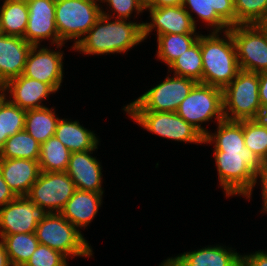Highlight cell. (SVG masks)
Returning <instances> with one entry per match:
<instances>
[{
    "mask_svg": "<svg viewBox=\"0 0 267 266\" xmlns=\"http://www.w3.org/2000/svg\"><path fill=\"white\" fill-rule=\"evenodd\" d=\"M102 15L72 50L86 55L125 53L144 41L143 23L115 19L114 15Z\"/></svg>",
    "mask_w": 267,
    "mask_h": 266,
    "instance_id": "1",
    "label": "cell"
},
{
    "mask_svg": "<svg viewBox=\"0 0 267 266\" xmlns=\"http://www.w3.org/2000/svg\"><path fill=\"white\" fill-rule=\"evenodd\" d=\"M218 33L200 34L202 83L223 90L236 77L240 68L230 30L222 32L225 39L219 37Z\"/></svg>",
    "mask_w": 267,
    "mask_h": 266,
    "instance_id": "2",
    "label": "cell"
},
{
    "mask_svg": "<svg viewBox=\"0 0 267 266\" xmlns=\"http://www.w3.org/2000/svg\"><path fill=\"white\" fill-rule=\"evenodd\" d=\"M214 158L219 176V184L226 197L242 195L252 189L255 173L262 162L248 148L214 149Z\"/></svg>",
    "mask_w": 267,
    "mask_h": 266,
    "instance_id": "3",
    "label": "cell"
},
{
    "mask_svg": "<svg viewBox=\"0 0 267 266\" xmlns=\"http://www.w3.org/2000/svg\"><path fill=\"white\" fill-rule=\"evenodd\" d=\"M224 117L231 121L259 119V73L240 70L223 90Z\"/></svg>",
    "mask_w": 267,
    "mask_h": 266,
    "instance_id": "4",
    "label": "cell"
},
{
    "mask_svg": "<svg viewBox=\"0 0 267 266\" xmlns=\"http://www.w3.org/2000/svg\"><path fill=\"white\" fill-rule=\"evenodd\" d=\"M35 234L41 245L48 246L66 257L93 256L92 247L81 231L60 213H49L38 223Z\"/></svg>",
    "mask_w": 267,
    "mask_h": 266,
    "instance_id": "5",
    "label": "cell"
},
{
    "mask_svg": "<svg viewBox=\"0 0 267 266\" xmlns=\"http://www.w3.org/2000/svg\"><path fill=\"white\" fill-rule=\"evenodd\" d=\"M99 0H56L55 22L59 34V44L74 39L73 47L96 23L102 15Z\"/></svg>",
    "mask_w": 267,
    "mask_h": 266,
    "instance_id": "6",
    "label": "cell"
},
{
    "mask_svg": "<svg viewBox=\"0 0 267 266\" xmlns=\"http://www.w3.org/2000/svg\"><path fill=\"white\" fill-rule=\"evenodd\" d=\"M176 113L205 137L209 131L201 126L203 122L215 118L219 123L225 119L222 89L197 82Z\"/></svg>",
    "mask_w": 267,
    "mask_h": 266,
    "instance_id": "7",
    "label": "cell"
},
{
    "mask_svg": "<svg viewBox=\"0 0 267 266\" xmlns=\"http://www.w3.org/2000/svg\"><path fill=\"white\" fill-rule=\"evenodd\" d=\"M197 82L190 78L167 76L162 83L149 89L135 101L127 104L124 111L176 112Z\"/></svg>",
    "mask_w": 267,
    "mask_h": 266,
    "instance_id": "8",
    "label": "cell"
},
{
    "mask_svg": "<svg viewBox=\"0 0 267 266\" xmlns=\"http://www.w3.org/2000/svg\"><path fill=\"white\" fill-rule=\"evenodd\" d=\"M235 43L240 70L267 71V26L238 24L229 28Z\"/></svg>",
    "mask_w": 267,
    "mask_h": 266,
    "instance_id": "9",
    "label": "cell"
},
{
    "mask_svg": "<svg viewBox=\"0 0 267 266\" xmlns=\"http://www.w3.org/2000/svg\"><path fill=\"white\" fill-rule=\"evenodd\" d=\"M131 119L145 130L160 137L203 144L204 136L176 112L125 111Z\"/></svg>",
    "mask_w": 267,
    "mask_h": 266,
    "instance_id": "10",
    "label": "cell"
},
{
    "mask_svg": "<svg viewBox=\"0 0 267 266\" xmlns=\"http://www.w3.org/2000/svg\"><path fill=\"white\" fill-rule=\"evenodd\" d=\"M76 190L66 172H41L26 196L48 213H60Z\"/></svg>",
    "mask_w": 267,
    "mask_h": 266,
    "instance_id": "11",
    "label": "cell"
},
{
    "mask_svg": "<svg viewBox=\"0 0 267 266\" xmlns=\"http://www.w3.org/2000/svg\"><path fill=\"white\" fill-rule=\"evenodd\" d=\"M49 213L27 196H17L0 208V237L16 233H35Z\"/></svg>",
    "mask_w": 267,
    "mask_h": 266,
    "instance_id": "12",
    "label": "cell"
},
{
    "mask_svg": "<svg viewBox=\"0 0 267 266\" xmlns=\"http://www.w3.org/2000/svg\"><path fill=\"white\" fill-rule=\"evenodd\" d=\"M55 1L56 0H28L26 1L29 15L27 29L24 39L32 45H38L43 40H51V45L59 44V34L55 22Z\"/></svg>",
    "mask_w": 267,
    "mask_h": 266,
    "instance_id": "13",
    "label": "cell"
},
{
    "mask_svg": "<svg viewBox=\"0 0 267 266\" xmlns=\"http://www.w3.org/2000/svg\"><path fill=\"white\" fill-rule=\"evenodd\" d=\"M38 48L33 45L30 49L22 75L49 84L58 91L63 81V53L48 47Z\"/></svg>",
    "mask_w": 267,
    "mask_h": 266,
    "instance_id": "14",
    "label": "cell"
},
{
    "mask_svg": "<svg viewBox=\"0 0 267 266\" xmlns=\"http://www.w3.org/2000/svg\"><path fill=\"white\" fill-rule=\"evenodd\" d=\"M148 8L150 23L143 25V39L149 36L154 29L157 36L166 34H197L191 16L180 6L146 7Z\"/></svg>",
    "mask_w": 267,
    "mask_h": 266,
    "instance_id": "15",
    "label": "cell"
},
{
    "mask_svg": "<svg viewBox=\"0 0 267 266\" xmlns=\"http://www.w3.org/2000/svg\"><path fill=\"white\" fill-rule=\"evenodd\" d=\"M159 266H242V255L226 246H208L169 257Z\"/></svg>",
    "mask_w": 267,
    "mask_h": 266,
    "instance_id": "16",
    "label": "cell"
},
{
    "mask_svg": "<svg viewBox=\"0 0 267 266\" xmlns=\"http://www.w3.org/2000/svg\"><path fill=\"white\" fill-rule=\"evenodd\" d=\"M95 150L72 152L66 173L73 180L78 190L103 194L102 166L96 157L90 155Z\"/></svg>",
    "mask_w": 267,
    "mask_h": 266,
    "instance_id": "17",
    "label": "cell"
},
{
    "mask_svg": "<svg viewBox=\"0 0 267 266\" xmlns=\"http://www.w3.org/2000/svg\"><path fill=\"white\" fill-rule=\"evenodd\" d=\"M32 46L22 37L0 34V84L23 74Z\"/></svg>",
    "mask_w": 267,
    "mask_h": 266,
    "instance_id": "18",
    "label": "cell"
},
{
    "mask_svg": "<svg viewBox=\"0 0 267 266\" xmlns=\"http://www.w3.org/2000/svg\"><path fill=\"white\" fill-rule=\"evenodd\" d=\"M5 86L10 95L9 100L25 110L45 107L42 101L48 95L56 93L49 84L23 76L22 74L9 80Z\"/></svg>",
    "mask_w": 267,
    "mask_h": 266,
    "instance_id": "19",
    "label": "cell"
},
{
    "mask_svg": "<svg viewBox=\"0 0 267 266\" xmlns=\"http://www.w3.org/2000/svg\"><path fill=\"white\" fill-rule=\"evenodd\" d=\"M0 171L16 196H26L41 173L38 160L22 158L0 159Z\"/></svg>",
    "mask_w": 267,
    "mask_h": 266,
    "instance_id": "20",
    "label": "cell"
},
{
    "mask_svg": "<svg viewBox=\"0 0 267 266\" xmlns=\"http://www.w3.org/2000/svg\"><path fill=\"white\" fill-rule=\"evenodd\" d=\"M102 193L76 190L60 214L78 230L92 222L102 204Z\"/></svg>",
    "mask_w": 267,
    "mask_h": 266,
    "instance_id": "21",
    "label": "cell"
},
{
    "mask_svg": "<svg viewBox=\"0 0 267 266\" xmlns=\"http://www.w3.org/2000/svg\"><path fill=\"white\" fill-rule=\"evenodd\" d=\"M55 136L71 152H84L98 149V138L94 132L84 128L78 121L59 119Z\"/></svg>",
    "mask_w": 267,
    "mask_h": 266,
    "instance_id": "22",
    "label": "cell"
},
{
    "mask_svg": "<svg viewBox=\"0 0 267 266\" xmlns=\"http://www.w3.org/2000/svg\"><path fill=\"white\" fill-rule=\"evenodd\" d=\"M53 110L55 109H49L46 106L26 110L24 130L40 144L55 135L60 118Z\"/></svg>",
    "mask_w": 267,
    "mask_h": 266,
    "instance_id": "23",
    "label": "cell"
},
{
    "mask_svg": "<svg viewBox=\"0 0 267 266\" xmlns=\"http://www.w3.org/2000/svg\"><path fill=\"white\" fill-rule=\"evenodd\" d=\"M29 10L26 1L4 0L0 7L2 34L24 38Z\"/></svg>",
    "mask_w": 267,
    "mask_h": 266,
    "instance_id": "24",
    "label": "cell"
},
{
    "mask_svg": "<svg viewBox=\"0 0 267 266\" xmlns=\"http://www.w3.org/2000/svg\"><path fill=\"white\" fill-rule=\"evenodd\" d=\"M0 238L12 266H24L40 244L35 233H16Z\"/></svg>",
    "mask_w": 267,
    "mask_h": 266,
    "instance_id": "25",
    "label": "cell"
},
{
    "mask_svg": "<svg viewBox=\"0 0 267 266\" xmlns=\"http://www.w3.org/2000/svg\"><path fill=\"white\" fill-rule=\"evenodd\" d=\"M216 133L204 137V144L214 143V149H244L243 120L223 119L217 124Z\"/></svg>",
    "mask_w": 267,
    "mask_h": 266,
    "instance_id": "26",
    "label": "cell"
},
{
    "mask_svg": "<svg viewBox=\"0 0 267 266\" xmlns=\"http://www.w3.org/2000/svg\"><path fill=\"white\" fill-rule=\"evenodd\" d=\"M71 151L63 143L52 136L40 147L38 163L41 172H66Z\"/></svg>",
    "mask_w": 267,
    "mask_h": 266,
    "instance_id": "27",
    "label": "cell"
},
{
    "mask_svg": "<svg viewBox=\"0 0 267 266\" xmlns=\"http://www.w3.org/2000/svg\"><path fill=\"white\" fill-rule=\"evenodd\" d=\"M41 144L27 131L22 130L10 136L0 151V159L38 160Z\"/></svg>",
    "mask_w": 267,
    "mask_h": 266,
    "instance_id": "28",
    "label": "cell"
},
{
    "mask_svg": "<svg viewBox=\"0 0 267 266\" xmlns=\"http://www.w3.org/2000/svg\"><path fill=\"white\" fill-rule=\"evenodd\" d=\"M193 35V36H192ZM199 34H166L157 36V58L168 66L193 44L198 41Z\"/></svg>",
    "mask_w": 267,
    "mask_h": 266,
    "instance_id": "29",
    "label": "cell"
},
{
    "mask_svg": "<svg viewBox=\"0 0 267 266\" xmlns=\"http://www.w3.org/2000/svg\"><path fill=\"white\" fill-rule=\"evenodd\" d=\"M174 75L190 78L202 83V55L200 49V36L198 41L188 50L176 58L169 66Z\"/></svg>",
    "mask_w": 267,
    "mask_h": 266,
    "instance_id": "30",
    "label": "cell"
},
{
    "mask_svg": "<svg viewBox=\"0 0 267 266\" xmlns=\"http://www.w3.org/2000/svg\"><path fill=\"white\" fill-rule=\"evenodd\" d=\"M245 147L258 159L267 162V125L259 119L243 120Z\"/></svg>",
    "mask_w": 267,
    "mask_h": 266,
    "instance_id": "31",
    "label": "cell"
},
{
    "mask_svg": "<svg viewBox=\"0 0 267 266\" xmlns=\"http://www.w3.org/2000/svg\"><path fill=\"white\" fill-rule=\"evenodd\" d=\"M26 110L16 106L9 98L0 108L1 149L6 140L24 130Z\"/></svg>",
    "mask_w": 267,
    "mask_h": 266,
    "instance_id": "32",
    "label": "cell"
},
{
    "mask_svg": "<svg viewBox=\"0 0 267 266\" xmlns=\"http://www.w3.org/2000/svg\"><path fill=\"white\" fill-rule=\"evenodd\" d=\"M235 25L264 24L267 21V0H234Z\"/></svg>",
    "mask_w": 267,
    "mask_h": 266,
    "instance_id": "33",
    "label": "cell"
},
{
    "mask_svg": "<svg viewBox=\"0 0 267 266\" xmlns=\"http://www.w3.org/2000/svg\"><path fill=\"white\" fill-rule=\"evenodd\" d=\"M182 6L191 16L195 26L196 21L193 18L191 11L196 13L203 22L208 23L207 26L212 27L213 32L221 33L230 28V26L215 11H211L210 0H183ZM188 9H190V11Z\"/></svg>",
    "mask_w": 267,
    "mask_h": 266,
    "instance_id": "34",
    "label": "cell"
},
{
    "mask_svg": "<svg viewBox=\"0 0 267 266\" xmlns=\"http://www.w3.org/2000/svg\"><path fill=\"white\" fill-rule=\"evenodd\" d=\"M64 254L39 244L24 266H68Z\"/></svg>",
    "mask_w": 267,
    "mask_h": 266,
    "instance_id": "35",
    "label": "cell"
},
{
    "mask_svg": "<svg viewBox=\"0 0 267 266\" xmlns=\"http://www.w3.org/2000/svg\"><path fill=\"white\" fill-rule=\"evenodd\" d=\"M102 3H106L111 8L113 13L117 14L116 19L129 20L132 12L136 14L144 12L146 5L142 0H99Z\"/></svg>",
    "mask_w": 267,
    "mask_h": 266,
    "instance_id": "36",
    "label": "cell"
},
{
    "mask_svg": "<svg viewBox=\"0 0 267 266\" xmlns=\"http://www.w3.org/2000/svg\"><path fill=\"white\" fill-rule=\"evenodd\" d=\"M211 11H215L230 27L235 26L234 0H210Z\"/></svg>",
    "mask_w": 267,
    "mask_h": 266,
    "instance_id": "37",
    "label": "cell"
},
{
    "mask_svg": "<svg viewBox=\"0 0 267 266\" xmlns=\"http://www.w3.org/2000/svg\"><path fill=\"white\" fill-rule=\"evenodd\" d=\"M260 178V183L262 185V199H263V213L267 210V162L262 163L261 167L255 173L254 182L252 189L244 196L249 199L252 195L253 187H255L257 183V179Z\"/></svg>",
    "mask_w": 267,
    "mask_h": 266,
    "instance_id": "38",
    "label": "cell"
},
{
    "mask_svg": "<svg viewBox=\"0 0 267 266\" xmlns=\"http://www.w3.org/2000/svg\"><path fill=\"white\" fill-rule=\"evenodd\" d=\"M242 266H267V252L262 250L243 255Z\"/></svg>",
    "mask_w": 267,
    "mask_h": 266,
    "instance_id": "39",
    "label": "cell"
},
{
    "mask_svg": "<svg viewBox=\"0 0 267 266\" xmlns=\"http://www.w3.org/2000/svg\"><path fill=\"white\" fill-rule=\"evenodd\" d=\"M16 197L17 196L3 179L2 173L0 171V208L4 207L7 203L14 200Z\"/></svg>",
    "mask_w": 267,
    "mask_h": 266,
    "instance_id": "40",
    "label": "cell"
},
{
    "mask_svg": "<svg viewBox=\"0 0 267 266\" xmlns=\"http://www.w3.org/2000/svg\"><path fill=\"white\" fill-rule=\"evenodd\" d=\"M259 99L262 110L267 108V71L259 73Z\"/></svg>",
    "mask_w": 267,
    "mask_h": 266,
    "instance_id": "41",
    "label": "cell"
},
{
    "mask_svg": "<svg viewBox=\"0 0 267 266\" xmlns=\"http://www.w3.org/2000/svg\"><path fill=\"white\" fill-rule=\"evenodd\" d=\"M183 0H150L146 7H169V6H180Z\"/></svg>",
    "mask_w": 267,
    "mask_h": 266,
    "instance_id": "42",
    "label": "cell"
},
{
    "mask_svg": "<svg viewBox=\"0 0 267 266\" xmlns=\"http://www.w3.org/2000/svg\"><path fill=\"white\" fill-rule=\"evenodd\" d=\"M0 266H12L3 243L0 241Z\"/></svg>",
    "mask_w": 267,
    "mask_h": 266,
    "instance_id": "43",
    "label": "cell"
},
{
    "mask_svg": "<svg viewBox=\"0 0 267 266\" xmlns=\"http://www.w3.org/2000/svg\"><path fill=\"white\" fill-rule=\"evenodd\" d=\"M6 91H7V89H6L5 84H0V108L2 107V105L5 103V101L8 98V97H6V95H7Z\"/></svg>",
    "mask_w": 267,
    "mask_h": 266,
    "instance_id": "44",
    "label": "cell"
},
{
    "mask_svg": "<svg viewBox=\"0 0 267 266\" xmlns=\"http://www.w3.org/2000/svg\"><path fill=\"white\" fill-rule=\"evenodd\" d=\"M260 119L267 125V108L262 110Z\"/></svg>",
    "mask_w": 267,
    "mask_h": 266,
    "instance_id": "45",
    "label": "cell"
},
{
    "mask_svg": "<svg viewBox=\"0 0 267 266\" xmlns=\"http://www.w3.org/2000/svg\"><path fill=\"white\" fill-rule=\"evenodd\" d=\"M0 151H1V128H0Z\"/></svg>",
    "mask_w": 267,
    "mask_h": 266,
    "instance_id": "46",
    "label": "cell"
},
{
    "mask_svg": "<svg viewBox=\"0 0 267 266\" xmlns=\"http://www.w3.org/2000/svg\"><path fill=\"white\" fill-rule=\"evenodd\" d=\"M144 3H145V5L150 1V0H142Z\"/></svg>",
    "mask_w": 267,
    "mask_h": 266,
    "instance_id": "47",
    "label": "cell"
}]
</instances>
